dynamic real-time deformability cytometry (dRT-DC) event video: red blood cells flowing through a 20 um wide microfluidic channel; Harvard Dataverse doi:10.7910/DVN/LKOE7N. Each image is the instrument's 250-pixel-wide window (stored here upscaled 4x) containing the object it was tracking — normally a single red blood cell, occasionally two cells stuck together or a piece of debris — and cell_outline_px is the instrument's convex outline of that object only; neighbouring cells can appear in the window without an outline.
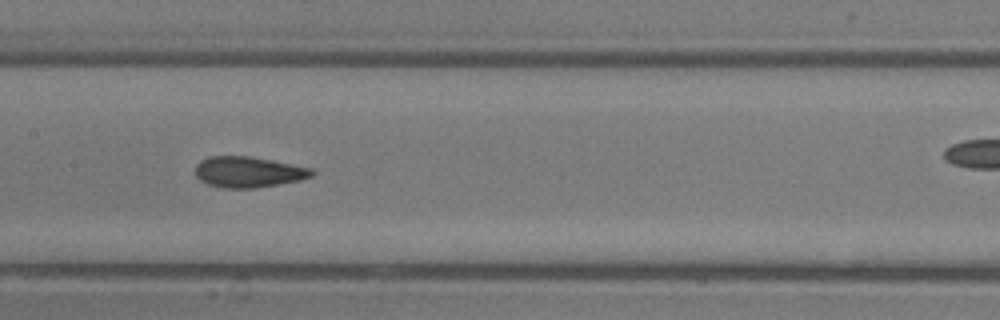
{"species": "common noctule bat (a hibernating species)", "species_latin": "Nyctalus noctula", "temperature_condition": "room temperature", "stored_images_in_passage": 17, "camera_frame_rate_fps": 3000, "um_per_image_px": 0.085, "animal": {"sex": "male", "body_mass_g": 13.3}, "frame": {"image": 1, "passage_image": 10, "time_ms": 3.0, "image_size_px": [1000, 320], "cell_outline_px": [[316, 172], [312, 176], [300, 180], [256, 188], [220, 188], [208, 184], [200, 180], [196, 176], [196, 164], [200, 160], [208, 156], [252, 156], [312, 168]], "centroid_in_image_um": [21.1, 14.61], "position_along_channel_um": 186.3, "area_um2": 21.1}}
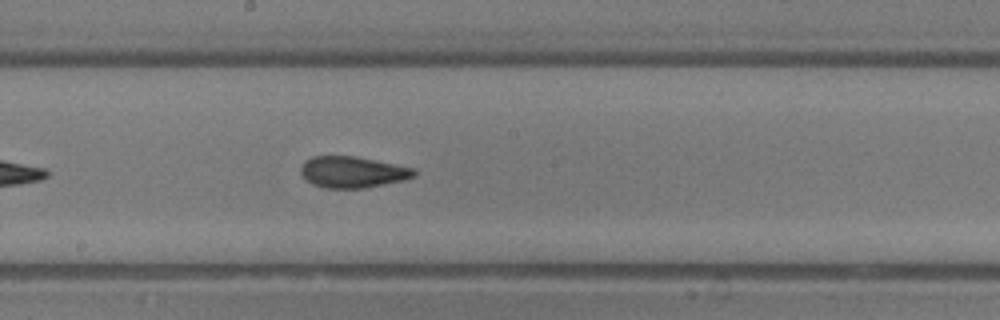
{"frame": {"image": 2, "passage_image": 12, "time_ms": 3.667, "image_size_px": [1000, 320], "cell_outline_px": [[416, 176], [404, 180], [364, 188], [324, 188], [312, 184], [304, 180], [300, 172], [300, 168], [304, 160], [312, 156], [352, 156], [416, 168]], "centroid_in_image_um": [29.93, 14.63], "position_along_channel_um": 218.3, "area_um2": 20.81}}
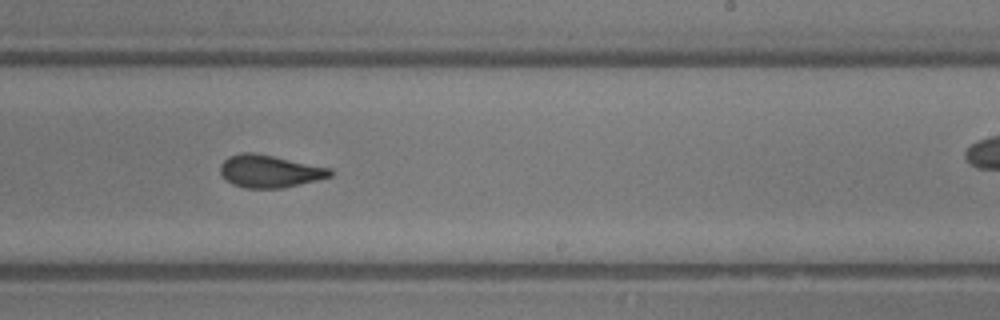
{"frame": {"image": 3, "passage_image": 15, "time_ms": 4.667, "image_size_px": [1000, 320], "cell_outline_px": [[332, 176], [284, 188], [248, 188], [232, 184], [220, 176], [220, 164], [228, 156], [240, 152], [252, 152], [332, 168]], "centroid_in_image_um": [22.88, 14.55], "position_along_channel_um": 266.1, "area_um2": 20.87}}